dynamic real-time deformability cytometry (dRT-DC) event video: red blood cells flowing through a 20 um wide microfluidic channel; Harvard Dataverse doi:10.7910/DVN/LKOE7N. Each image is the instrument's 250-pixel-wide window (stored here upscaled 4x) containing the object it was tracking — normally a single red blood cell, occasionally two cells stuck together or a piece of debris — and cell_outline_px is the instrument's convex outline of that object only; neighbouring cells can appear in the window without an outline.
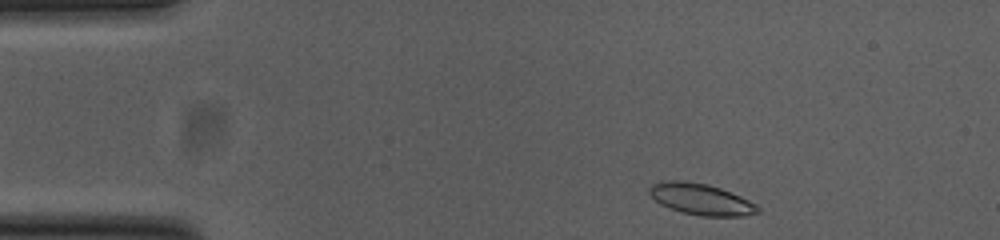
{"species": "common noctule bat (a hibernating species)", "species_latin": "Nyctalus noctula", "temperature_condition": "cold", "stored_images_in_passage": 46, "camera_frame_rate_fps": 3000, "um_per_image_px": 0.085, "animal": {"sex": "female", "body_mass_g": 23.0, "forearm_length_mm": 53.4}, "frame": {"image": 1, "passage_image": 1, "time_ms": 0.0, "image_size_px": [1000, 240], "cell_outline_px": [[760, 212], [744, 216], [700, 216], [680, 212], [668, 208], [660, 204], [648, 192], [648, 188], [652, 184], [664, 180], [680, 180], [708, 184], [720, 188], [740, 196], [756, 204], [760, 208]], "centroid_in_image_um": [59.56, 16.94], "position_along_channel_um": 25.4, "area_um2": 19.88}}
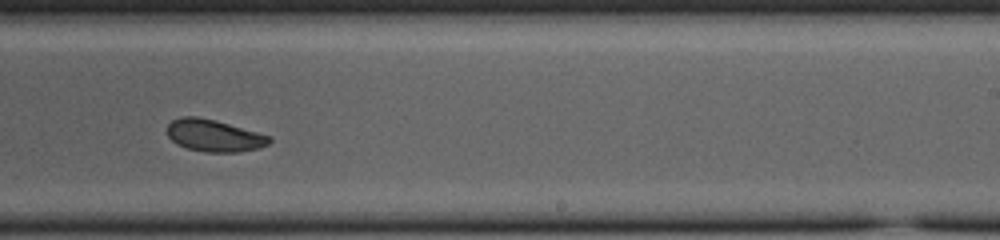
{"frame": {"image": 2, "passage_image": 26, "time_ms": 8.333, "image_size_px": [1000, 240], "cell_outline_px": [[272, 140], [268, 144], [260, 148], [236, 152], [204, 152], [188, 148], [176, 144], [168, 136], [168, 124], [172, 120], [180, 116], [196, 116], [216, 120], [272, 136]], "centroid_in_image_um": [18.21, 11.52], "position_along_channel_um": 270.8, "area_um2": 19.19}}
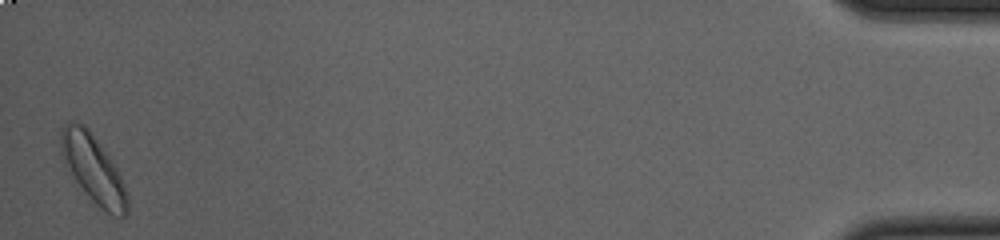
{"frame": {"image": 3, "passage_image": 46, "time_ms": 15.0, "image_size_px": [1000, 240], "cell_outline_px": [[128, 212], [124, 216], [112, 216], [100, 208], [88, 196], [64, 164], [60, 152], [60, 128], [64, 124], [84, 124], [88, 128], [112, 160], [124, 184], [128, 196]], "centroid_in_image_um": [7.93, 14.37], "position_along_channel_um": 427.3, "area_um2": 26.01}, "authors_computed_cell_mechanics": {"area_um2": 19.6809, "velocity_mm_per_s": 3.7663, "shape_relaxation_time_tau1_ms": 6.499, "shape_relaxation_time_tau2_ms": 6.1115, "deformation_change_tau1": 0.1479, "deformation_change_tau2": 0.1018}}